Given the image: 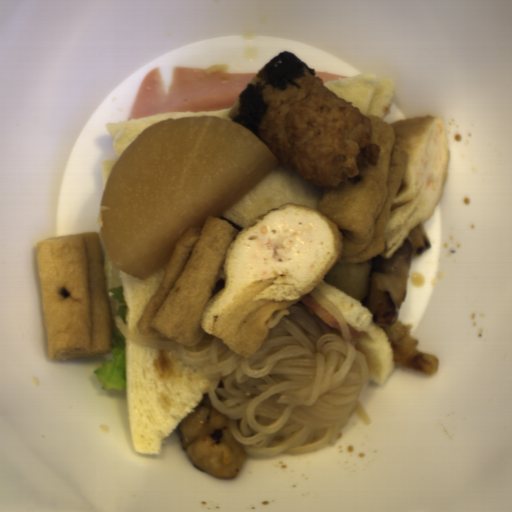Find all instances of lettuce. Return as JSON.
<instances>
[{
  "mask_svg": "<svg viewBox=\"0 0 512 512\" xmlns=\"http://www.w3.org/2000/svg\"><path fill=\"white\" fill-rule=\"evenodd\" d=\"M110 358L93 371L101 390L123 392L127 388L126 336L115 326L109 345Z\"/></svg>",
  "mask_w": 512,
  "mask_h": 512,
  "instance_id": "9fb2a089",
  "label": "lettuce"
},
{
  "mask_svg": "<svg viewBox=\"0 0 512 512\" xmlns=\"http://www.w3.org/2000/svg\"><path fill=\"white\" fill-rule=\"evenodd\" d=\"M107 291H108V294L112 298H114L119 304V308L116 312V316H120L121 320L126 325V312H125L123 286L115 285V286L107 288Z\"/></svg>",
  "mask_w": 512,
  "mask_h": 512,
  "instance_id": "494a5c6d",
  "label": "lettuce"
}]
</instances>
